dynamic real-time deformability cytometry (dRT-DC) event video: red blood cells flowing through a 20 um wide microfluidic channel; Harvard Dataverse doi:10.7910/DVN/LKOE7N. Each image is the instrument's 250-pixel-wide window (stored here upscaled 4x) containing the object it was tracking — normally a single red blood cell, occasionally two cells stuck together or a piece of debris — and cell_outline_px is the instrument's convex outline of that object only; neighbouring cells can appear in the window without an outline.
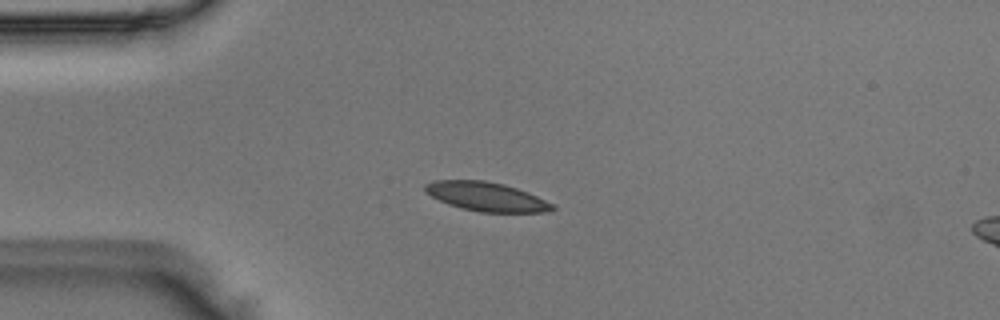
{"species": "Egyptian fruit bat (a non-hibernating species)", "species_latin": "Rousettus aegyptiacus", "temperature_condition": "room temperature", "stored_images_in_passage": 50, "camera_frame_rate_fps": 3000, "um_per_image_px": 0.085, "animal": {"sex": "male"}, "frame": {"image": 1, "passage_image": 11, "time_ms": 3.333, "image_size_px": [1000, 320], "cell_outline_px": [[556, 208], [544, 212], [480, 212], [460, 208], [448, 204], [424, 192], [424, 184], [432, 180], [484, 180], [504, 184], [528, 192], [552, 204]], "centroid_in_image_um": [41.29, 16.7], "position_along_channel_um": 43.7, "area_um2": 21.44}}
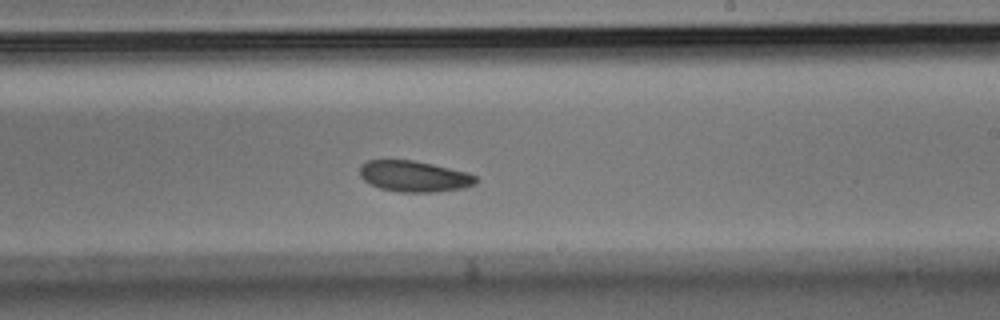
{"frame": {"image": 2, "passage_image": 29, "time_ms": 9.333, "image_size_px": [1000, 320], "cell_outline_px": [[480, 180], [476, 184], [464, 188], [432, 192], [400, 192], [380, 188], [364, 180], [360, 176], [360, 168], [368, 160], [412, 160], [432, 164], [468, 172], [476, 176]], "centroid_in_image_um": [35.26, 14.99], "position_along_channel_um": 253.7, "area_um2": 20.92}}
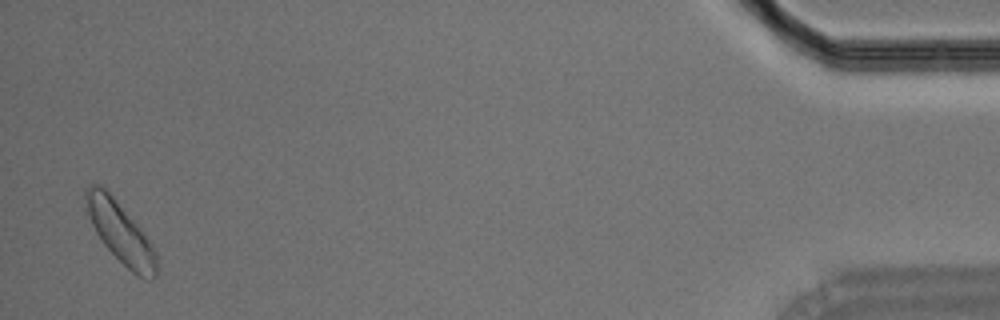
{"frame": {"image": 3, "passage_image": 49, "time_ms": 16.0, "image_size_px": [1000, 320], "cell_outline_px": [[156, 276], [152, 280], [148, 280], [132, 272], [104, 244], [96, 232], [92, 224], [88, 212], [84, 192], [84, 188], [92, 184], [100, 184], [112, 196], [140, 228], [152, 244], [156, 252]], "centroid_in_image_um": [10.24, 19.75], "position_along_channel_um": 425.0, "area_um2": 24.33}}